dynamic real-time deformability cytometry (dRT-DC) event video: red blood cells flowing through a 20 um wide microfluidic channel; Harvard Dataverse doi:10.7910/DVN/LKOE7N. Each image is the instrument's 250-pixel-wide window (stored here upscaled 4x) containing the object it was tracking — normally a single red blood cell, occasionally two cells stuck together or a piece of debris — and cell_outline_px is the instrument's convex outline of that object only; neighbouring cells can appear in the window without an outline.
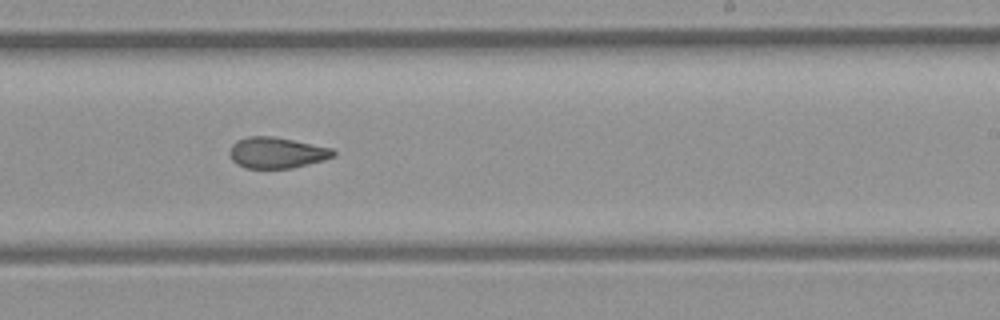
{"species": "common noctule bat (a hibernating species)", "species_latin": "Nyctalus noctula", "temperature_condition": "room temperature", "stored_images_in_passage": 48, "camera_frame_rate_fps": 3000, "um_per_image_px": 0.085, "animal": {"sex": "female", "body_mass_g": 21.9}, "frame": {"image": 1, "passage_image": 28, "time_ms": 9.0, "image_size_px": [1000, 320], "cell_outline_px": [[336, 156], [324, 160], [292, 168], [244, 168], [236, 164], [232, 160], [228, 152], [232, 144], [236, 140], [248, 136], [272, 136], [332, 148], [336, 152]], "centroid_in_image_um": [23.5, 12.98], "position_along_channel_um": 265.5, "area_um2": 18.84}, "authors_computed_cell_mechanics": {"area_um2": 19.7387, "velocity_mm_per_s": 4.0944, "shape_relaxation_time_tau1_ms": null, "shape_relaxation_time_tau2_ms": 1.9914, "deformation_change_tau1": null, "deformation_change_tau2": 0.0896}}